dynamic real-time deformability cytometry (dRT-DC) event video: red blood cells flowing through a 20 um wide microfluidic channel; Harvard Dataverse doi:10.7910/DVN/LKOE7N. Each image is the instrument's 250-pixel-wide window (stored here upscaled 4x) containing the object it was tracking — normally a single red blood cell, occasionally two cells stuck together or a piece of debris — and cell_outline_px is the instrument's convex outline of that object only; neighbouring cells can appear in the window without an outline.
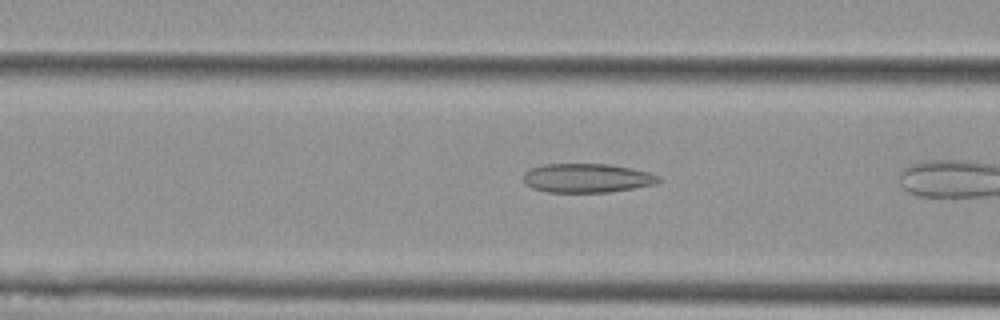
{"species": "Egyptian fruit bat (a non-hibernating species)", "species_latin": "Rousettus aegyptiacus", "temperature_condition": "cold", "stored_images_in_passage": 14, "camera_frame_rate_fps": 3000, "um_per_image_px": 0.085, "animal": {"sex": "female"}, "frame": {"image": 1, "passage_image": 12, "time_ms": 3.667, "image_size_px": [1000, 320], "cell_outline_px": [[660, 180], [656, 184], [608, 192], [548, 192], [532, 188], [524, 184], [524, 172], [532, 168], [544, 164], [612, 164], [632, 168], [648, 172], [660, 176]], "centroid_in_image_um": [49.89, 15.13], "position_along_channel_um": 116.7, "area_um2": 22.89}}